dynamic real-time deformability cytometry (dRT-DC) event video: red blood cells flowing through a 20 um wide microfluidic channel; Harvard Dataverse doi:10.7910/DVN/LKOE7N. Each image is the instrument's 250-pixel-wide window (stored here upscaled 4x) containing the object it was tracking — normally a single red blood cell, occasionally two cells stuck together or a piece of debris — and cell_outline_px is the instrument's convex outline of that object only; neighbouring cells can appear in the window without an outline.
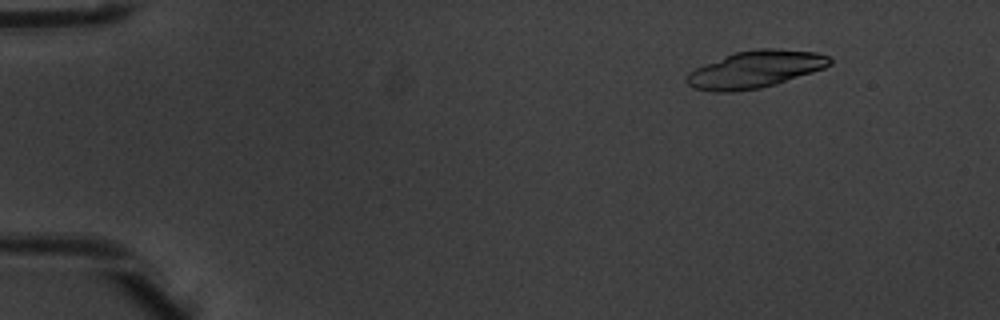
{"species": "common noctule bat (a hibernating species)", "species_latin": "Nyctalus noctula", "temperature_condition": "warm", "stored_images_in_passage": 5, "camera_frame_rate_fps": 3000, "um_per_image_px": 0.085, "animal": {"sex": "male", "body_mass_g": 20.1, "forearm_length_mm": 53.5}, "frame": {"image": 1, "passage_image": 2, "time_ms": 0.333, "image_size_px": [1000, 320], "cell_outline_px": [[832, 64], [824, 68], [776, 84], [760, 88], [732, 92], [712, 92], [696, 88], [688, 84], [684, 80], [688, 72], [696, 68], [736, 52], [760, 48], [772, 48], [816, 52], [828, 56], [832, 60]], "centroid_in_image_um": [64.2, 5.9], "position_along_channel_um": 20.8, "area_um2": 30.69}}